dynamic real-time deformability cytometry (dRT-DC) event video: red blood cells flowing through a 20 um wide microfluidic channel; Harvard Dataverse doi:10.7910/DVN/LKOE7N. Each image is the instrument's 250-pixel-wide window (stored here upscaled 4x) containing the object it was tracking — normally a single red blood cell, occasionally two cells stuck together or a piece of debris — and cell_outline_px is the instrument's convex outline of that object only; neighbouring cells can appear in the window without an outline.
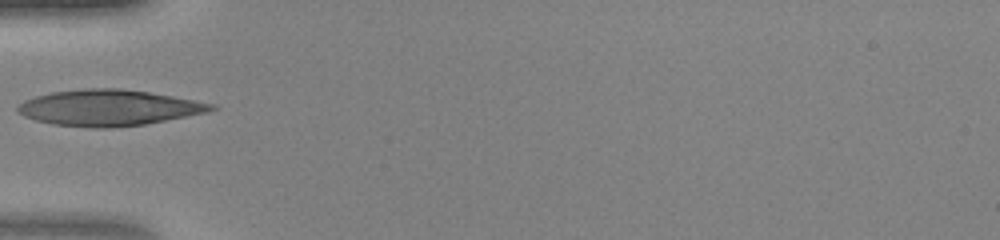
{"species": "human", "species_latin": "Homo sapiens", "temperature_condition": "warm", "stored_images_in_passage": 29, "camera_frame_rate_fps": 3000, "um_per_image_px": 0.085, "donor": {"sex": "female"}, "frame": {"image": 1, "passage_image": 1, "time_ms": 0.0, "image_size_px": [1000, 240], "cell_outline_px": [[216, 108], [208, 112], [144, 124], [108, 128], [96, 128], [52, 124], [36, 120], [24, 116], [16, 112], [16, 104], [24, 100], [36, 96], [52, 92], [84, 88], [120, 88], [148, 92], [172, 96], [216, 104]], "centroid_in_image_um": [9.2, 9.15], "position_along_channel_um": 75.8, "area_um2": 40.52}}
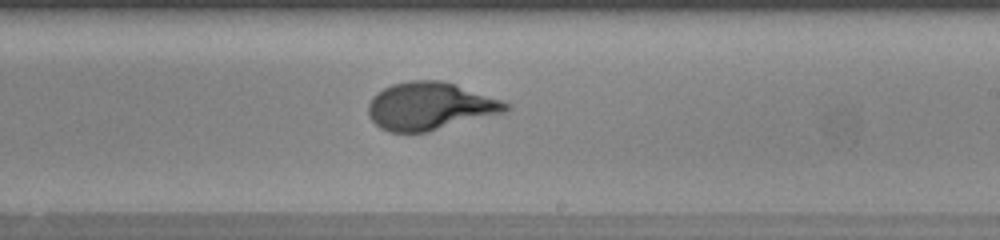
{"frame": {"image": 2, "passage_image": 13, "time_ms": 4.0, "image_size_px": [1000, 240], "cell_outline_px": [[512, 108], [508, 112], [428, 132], [388, 132], [380, 128], [368, 116], [368, 104], [372, 96], [376, 92], [392, 84], [408, 80], [440, 80], [456, 84], [504, 100], [512, 104]], "centroid_in_image_um": [36.6, 9.02], "position_along_channel_um": 252.4, "area_um2": 38.9}}
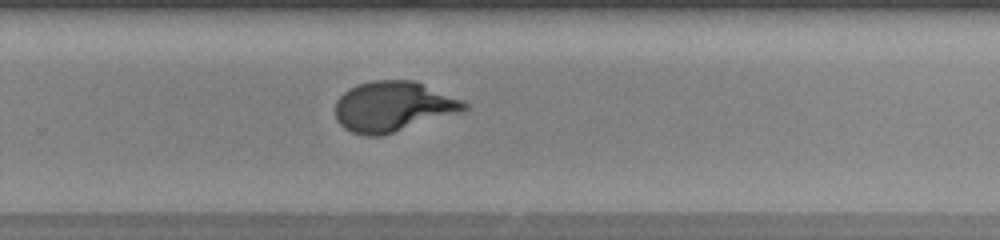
{"frame": {"image": 3, "passage_image": 16, "time_ms": 5.0, "image_size_px": [1000, 240], "cell_outline_px": [[468, 108], [464, 112], [380, 136], [364, 136], [352, 132], [344, 128], [336, 120], [336, 100], [348, 88], [372, 80], [416, 80], [464, 100], [468, 104]], "centroid_in_image_um": [33.46, 9.05], "position_along_channel_um": 296.3, "area_um2": 38.15}}